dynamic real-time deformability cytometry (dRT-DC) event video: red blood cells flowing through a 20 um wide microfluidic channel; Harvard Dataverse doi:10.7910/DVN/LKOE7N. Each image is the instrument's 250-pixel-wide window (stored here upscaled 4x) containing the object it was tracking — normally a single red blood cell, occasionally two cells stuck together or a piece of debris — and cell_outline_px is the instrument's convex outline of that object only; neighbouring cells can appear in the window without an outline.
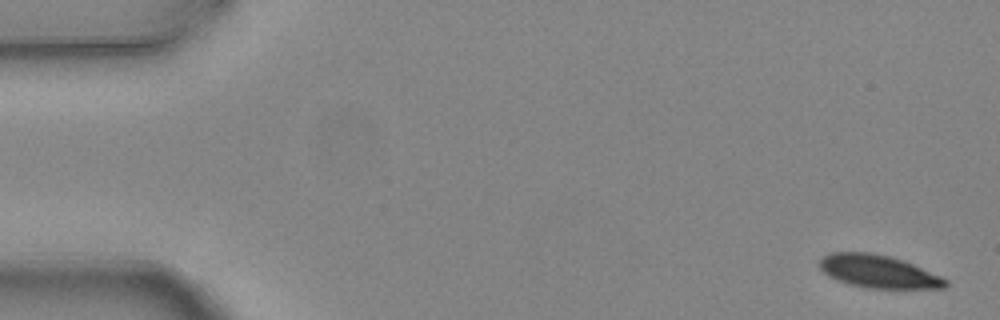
{"species": "common noctule bat (a hibernating species)", "species_latin": "Nyctalus noctula", "temperature_condition": "warm", "stored_images_in_passage": 5, "camera_frame_rate_fps": 3000, "um_per_image_px": 0.085, "animal": {"sex": "female", "body_mass_g": 24.6, "forearm_length_mm": 56.2}, "frame": {"image": 1, "passage_image": 1, "time_ms": 0.0, "image_size_px": [1000, 320], "cell_outline_px": [[948, 284], [944, 288], [868, 288], [848, 284], [836, 280], [828, 276], [820, 268], [820, 256], [828, 252], [868, 252], [888, 256], [904, 260], [940, 276], [948, 280]], "centroid_in_image_um": [74.62, 23.07], "position_along_channel_um": 10.4, "area_um2": 24.16}}
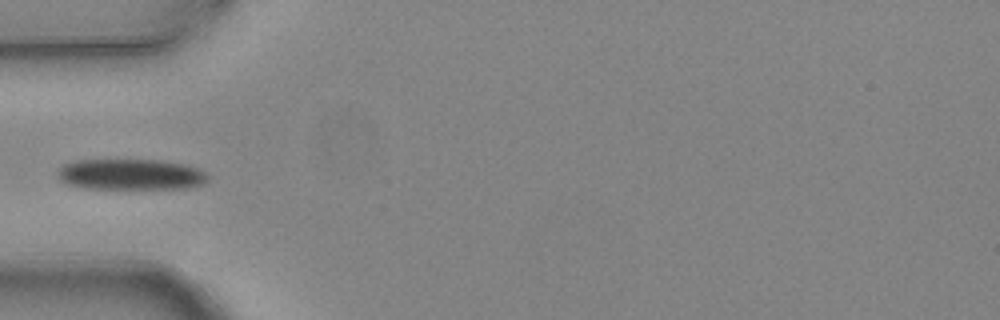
{"frame": {"image": 2, "passage_image": 5, "time_ms": 1.333, "image_size_px": [1000, 320], "cell_outline_px": [[208, 180], [204, 184], [188, 188], [84, 188], [64, 184], [56, 176], [56, 172], [64, 164], [76, 160], [156, 160], [184, 164], [200, 168], [208, 176]], "centroid_in_image_um": [11.09, 14.83], "position_along_channel_um": 73.9, "area_um2": 27.17}}